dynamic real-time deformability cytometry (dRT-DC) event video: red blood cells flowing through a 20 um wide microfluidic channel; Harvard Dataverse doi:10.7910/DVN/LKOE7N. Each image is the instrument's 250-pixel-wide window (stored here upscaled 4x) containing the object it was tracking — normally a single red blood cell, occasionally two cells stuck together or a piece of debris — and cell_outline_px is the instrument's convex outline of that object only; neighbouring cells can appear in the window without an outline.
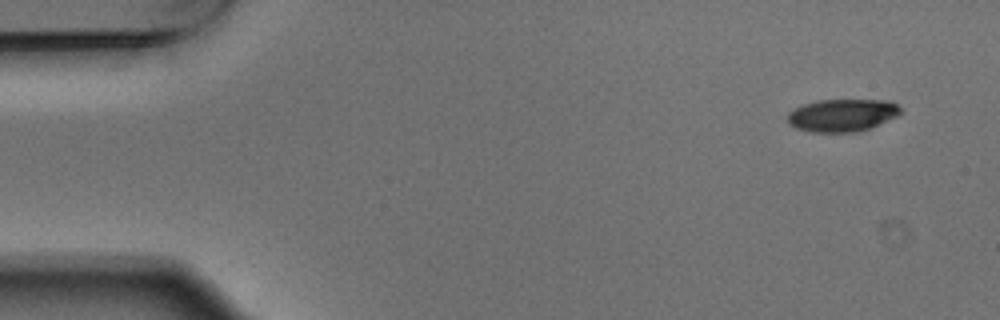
{"species": "Egyptian fruit bat (a non-hibernating species)", "species_latin": "Rousettus aegyptiacus", "temperature_condition": "warm", "stored_images_in_passage": 7, "camera_frame_rate_fps": 3000, "um_per_image_px": 0.085, "animal": {"sex": "male"}, "frame": {"image": 1, "passage_image": 1, "time_ms": 0.0, "image_size_px": [1000, 320], "cell_outline_px": [[904, 112], [896, 116], [868, 128], [856, 132], [812, 132], [796, 128], [788, 124], [788, 112], [804, 104], [816, 100], [892, 100]], "centroid_in_image_um": [71.58, 9.78], "position_along_channel_um": 13.4, "area_um2": 21.39}}
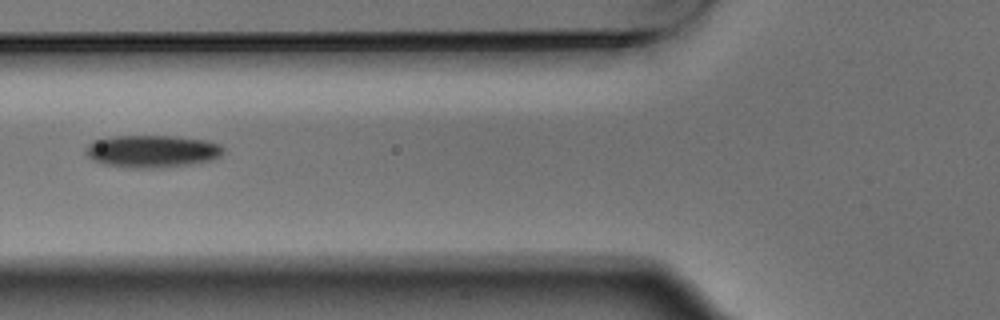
{"frame": {"image": 2, "passage_image": 5, "time_ms": 1.333, "image_size_px": [1000, 320], "cell_outline_px": [[224, 152], [220, 156], [212, 160], [188, 164], [160, 168], [132, 168], [100, 164], [92, 160], [84, 152], [84, 148], [92, 140], [112, 136], [176, 136], [208, 140], [220, 144], [224, 148]], "centroid_in_image_um": [12.89, 12.85], "position_along_channel_um": 112.9, "area_um2": 26.41}}
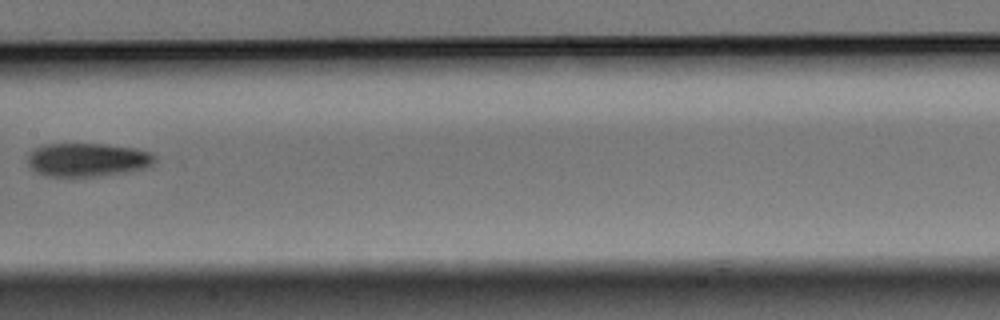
{"frame": {"image": 3, "passage_image": 7, "time_ms": 2.0, "image_size_px": [1000, 320], "cell_outline_px": [[156, 160], [152, 164], [144, 168], [132, 172], [100, 176], [48, 176], [36, 172], [28, 164], [28, 156], [36, 148], [44, 144], [100, 144], [136, 148], [148, 152], [156, 156]], "centroid_in_image_um": [7.47, 13.59], "position_along_channel_um": 199.9, "area_um2": 24.8}}